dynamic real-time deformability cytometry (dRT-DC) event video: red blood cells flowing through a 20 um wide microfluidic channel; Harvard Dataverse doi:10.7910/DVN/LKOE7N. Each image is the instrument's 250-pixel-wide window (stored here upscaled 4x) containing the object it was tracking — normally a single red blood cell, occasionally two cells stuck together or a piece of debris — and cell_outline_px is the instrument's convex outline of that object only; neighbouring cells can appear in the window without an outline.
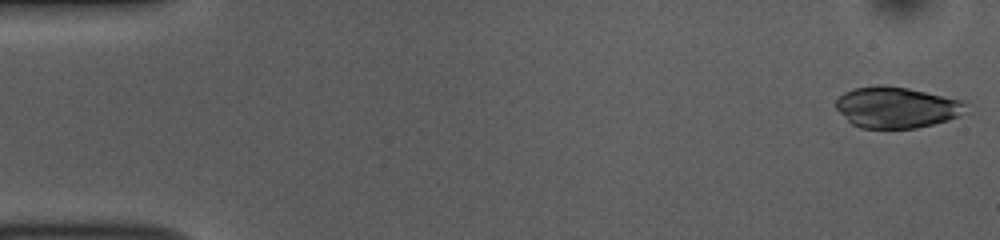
{"species": "common noctule bat (a hibernating species)", "species_latin": "Nyctalus noctula", "temperature_condition": "room temperature", "stored_images_in_passage": 52, "camera_frame_rate_fps": 3000, "um_per_image_px": 0.085, "animal": {"sex": "female", "body_mass_g": 10.0, "forearm_length_mm": 53.1}, "frame": {"image": 1, "passage_image": 1, "time_ms": 0.0, "image_size_px": [1000, 240], "cell_outline_px": [[968, 104], [960, 116], [948, 120], [916, 128], [860, 128], [852, 124], [836, 108], [836, 100], [844, 92], [852, 88], [876, 84], [880, 84], [908, 88], [964, 100]], "centroid_in_image_um": [76.21, 9.11], "position_along_channel_um": 8.8, "area_um2": 31.27}}